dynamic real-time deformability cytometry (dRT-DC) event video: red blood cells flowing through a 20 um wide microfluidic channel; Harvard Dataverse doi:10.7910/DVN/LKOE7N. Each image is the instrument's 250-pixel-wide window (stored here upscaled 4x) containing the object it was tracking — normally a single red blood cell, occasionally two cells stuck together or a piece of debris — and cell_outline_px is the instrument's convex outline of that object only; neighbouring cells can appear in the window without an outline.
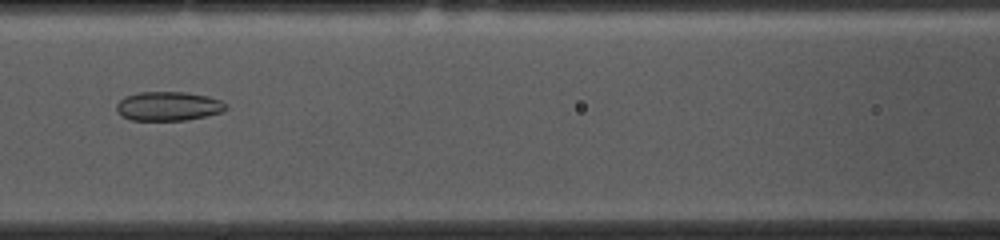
{"species": "common noctule bat (a hibernating species)", "species_latin": "Nyctalus noctula", "temperature_condition": "cold", "stored_images_in_passage": 53, "camera_frame_rate_fps": 3000, "um_per_image_px": 0.085, "animal": {"sex": "female", "body_mass_g": 10.0, "forearm_length_mm": 53.1}, "frame": {"image": 1, "passage_image": 22, "time_ms": 7.0, "image_size_px": [1000, 240], "cell_outline_px": [[228, 108], [220, 112], [204, 116], [184, 120], [132, 120], [120, 116], [116, 108], [116, 104], [124, 96], [140, 92], [184, 92], [208, 96], [220, 100], [228, 104]], "centroid_in_image_um": [14.29, 9.02], "position_along_channel_um": 152.3, "area_um2": 18.55}}
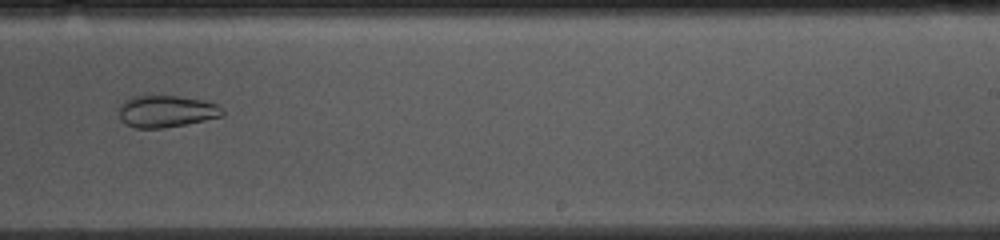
{"frame": {"image": 2, "passage_image": 32, "time_ms": 10.333, "image_size_px": [1000, 240], "cell_outline_px": [[224, 116], [164, 128], [136, 128], [124, 124], [120, 120], [116, 108], [124, 100], [132, 96], [176, 96], [200, 100], [216, 104], [224, 112]], "centroid_in_image_um": [14.04, 9.47], "position_along_channel_um": 275.0, "area_um2": 19.31}}
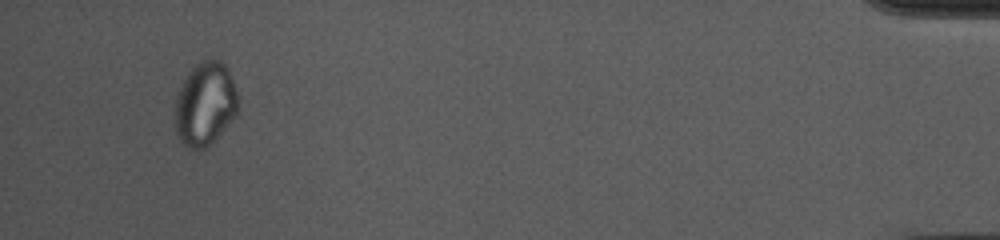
{"frame": {"image": 3, "passage_image": 50, "time_ms": 16.333, "image_size_px": [1000, 240], "cell_outline_px": [[236, 112], [216, 136], [204, 148], [192, 148], [184, 144], [180, 140], [176, 132], [176, 96], [188, 72], [200, 60], [220, 60], [228, 68], [236, 92]], "centroid_in_image_um": [17.4, 8.78], "position_along_channel_um": 417.8, "area_um2": 29.54}, "authors_computed_cell_mechanics": {"area_um2": 24.5072, "velocity_mm_per_s": 3.6909, "shape_relaxation_time_tau1_ms": null, "shape_relaxation_time_tau2_ms": 2.7822, "deformation_change_tau1": null, "deformation_change_tau2": 0.0541}}